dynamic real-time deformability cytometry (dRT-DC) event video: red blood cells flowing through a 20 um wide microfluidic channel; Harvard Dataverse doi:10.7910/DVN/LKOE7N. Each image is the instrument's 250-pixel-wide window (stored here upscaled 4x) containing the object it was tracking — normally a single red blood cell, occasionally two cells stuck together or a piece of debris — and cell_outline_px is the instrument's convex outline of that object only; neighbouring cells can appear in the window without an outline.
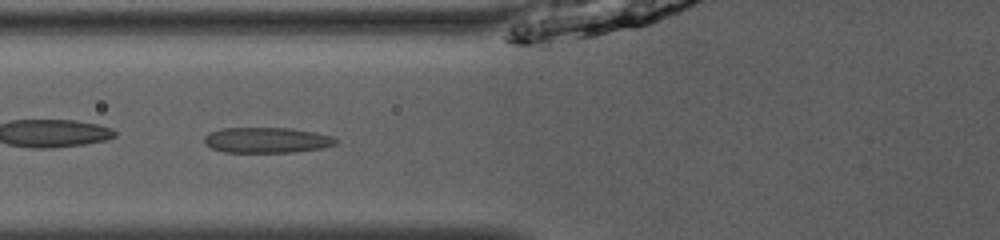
{"species": "common noctule bat (a hibernating species)", "species_latin": "Nyctalus noctula", "temperature_condition": "room temperature", "stored_images_in_passage": 35, "camera_frame_rate_fps": 3000, "um_per_image_px": 0.085, "animal": {"sex": "male", "body_mass_g": 13.0, "forearm_length_mm": 53.1}, "frame": {"image": 1, "passage_image": 6, "time_ms": 1.667, "image_size_px": [1000, 240], "cell_outline_px": [[340, 140], [336, 144], [320, 148], [292, 152], [224, 152], [212, 148], [204, 144], [204, 136], [208, 132], [224, 128], [292, 128], [316, 132], [332, 136]], "centroid_in_image_um": [22.67, 11.9], "position_along_channel_um": 103.1, "area_um2": 19.65}}
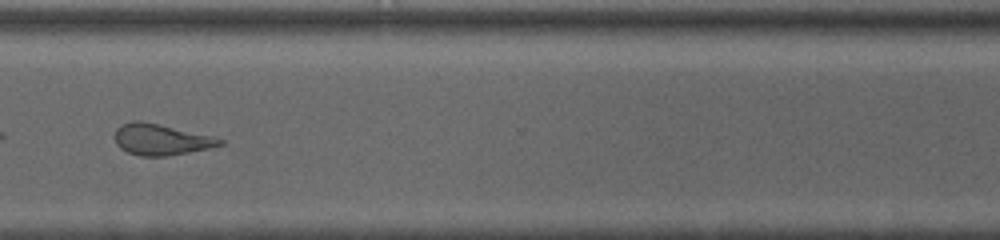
{"frame": {"image": 2, "passage_image": 25, "time_ms": 8.0, "image_size_px": [1000, 240], "cell_outline_px": [[224, 144], [208, 148], [168, 156], [140, 156], [128, 152], [120, 148], [116, 144], [116, 128], [120, 124], [132, 120], [140, 120], [216, 136], [224, 140]], "centroid_in_image_um": [13.69, 11.85], "position_along_channel_um": 356.9, "area_um2": 19.19}, "authors_computed_cell_mechanics": {"area_um2": 19.0162, "velocity_mm_per_s": 4.0061, "shape_relaxation_time_tau1_ms": null, "shape_relaxation_time_tau2_ms": 2.3194, "deformation_change_tau1": null, "deformation_change_tau2": 0.1127}}